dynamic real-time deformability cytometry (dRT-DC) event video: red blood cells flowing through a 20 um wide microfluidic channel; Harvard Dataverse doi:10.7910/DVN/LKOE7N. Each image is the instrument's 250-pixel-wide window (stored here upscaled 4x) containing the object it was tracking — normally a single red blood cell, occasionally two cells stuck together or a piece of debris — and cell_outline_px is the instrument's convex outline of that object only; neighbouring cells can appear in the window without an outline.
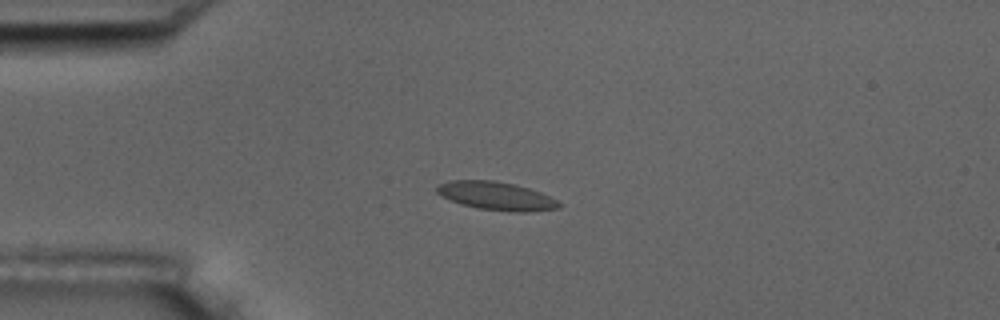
{"species": "common noctule bat (a hibernating species)", "species_latin": "Nyctalus noctula", "temperature_condition": "room temperature", "stored_images_in_passage": 6, "camera_frame_rate_fps": 3000, "um_per_image_px": 0.085, "animal": {"sex": "male", "body_mass_g": 17.5, "forearm_length_mm": 52.3}, "frame": {"image": 1, "passage_image": 4, "time_ms": 3.333, "image_size_px": [1000, 320], "cell_outline_px": [[560, 208], [524, 212], [508, 212], [476, 208], [460, 204], [436, 192], [436, 188], [440, 184], [452, 180], [492, 180], [516, 184], [540, 192], [556, 200], [560, 204]], "centroid_in_image_um": [42.19, 16.66], "position_along_channel_um": 42.8, "area_um2": 20.0}}